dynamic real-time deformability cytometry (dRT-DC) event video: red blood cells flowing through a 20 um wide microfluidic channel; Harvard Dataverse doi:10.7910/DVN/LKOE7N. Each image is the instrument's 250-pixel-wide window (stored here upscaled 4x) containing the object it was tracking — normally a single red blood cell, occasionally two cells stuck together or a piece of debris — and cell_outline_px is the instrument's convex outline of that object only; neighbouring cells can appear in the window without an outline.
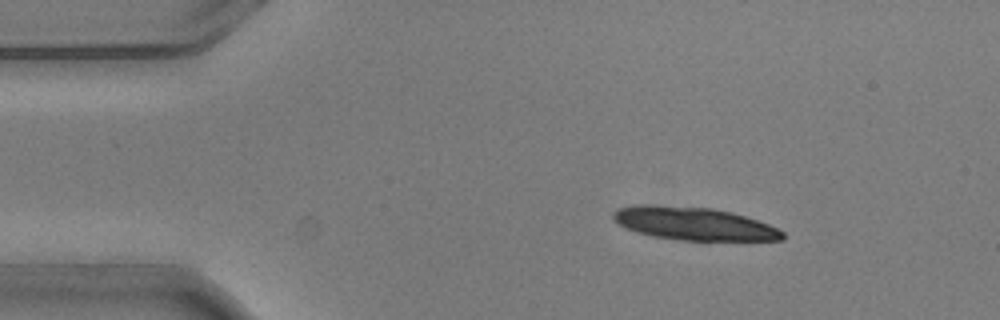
{"species": "common noctule bat (a hibernating species)", "species_latin": "Nyctalus noctula", "temperature_condition": "warm", "stored_images_in_passage": 3, "camera_frame_rate_fps": 3000, "um_per_image_px": 0.085, "animal": {"sex": "male", "body_mass_g": 20.5, "forearm_length_mm": 52.5}, "frame": {"image": 1, "passage_image": 1, "time_ms": 0.0, "image_size_px": [1000, 320], "cell_outline_px": [[784, 240], [680, 240], [652, 236], [628, 228], [612, 220], [612, 212], [616, 208], [632, 204], [644, 204], [712, 208], [732, 212], [768, 224], [784, 232]], "centroid_in_image_um": [58.93, 18.99], "position_along_channel_um": 26.1, "area_um2": 32.43}}